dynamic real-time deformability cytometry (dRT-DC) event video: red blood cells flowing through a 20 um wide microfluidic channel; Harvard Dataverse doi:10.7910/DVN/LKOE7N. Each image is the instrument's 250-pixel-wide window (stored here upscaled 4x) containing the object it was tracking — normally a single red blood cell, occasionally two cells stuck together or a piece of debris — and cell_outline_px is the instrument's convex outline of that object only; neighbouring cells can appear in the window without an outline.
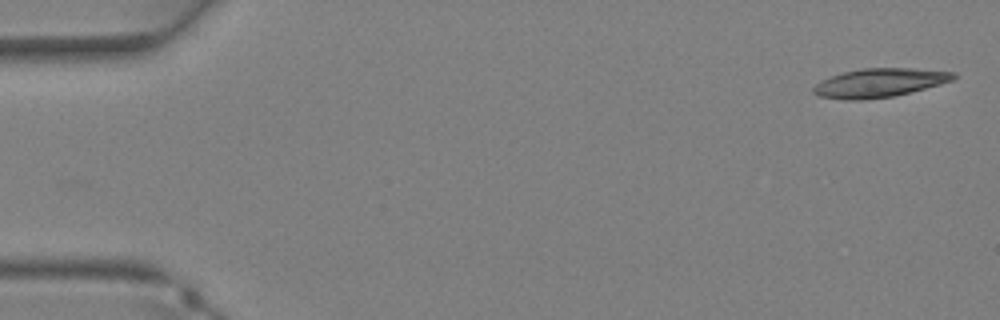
{"species": "Egyptian fruit bat (a non-hibernating species)", "species_latin": "Rousettus aegyptiacus", "temperature_condition": "warm", "stored_images_in_passage": 39, "camera_frame_rate_fps": 3000, "um_per_image_px": 0.085, "animal": {"sex": "female"}, "frame": {"image": 1, "passage_image": 1, "time_ms": 0.0, "image_size_px": [1000, 320], "cell_outline_px": [[956, 76], [952, 80], [940, 84], [892, 96], [864, 100], [848, 100], [820, 96], [812, 92], [812, 88], [820, 80], [844, 72], [860, 68], [912, 68], [956, 72]], "centroid_in_image_um": [74.73, 7.03], "position_along_channel_um": 10.3, "area_um2": 23.29}}
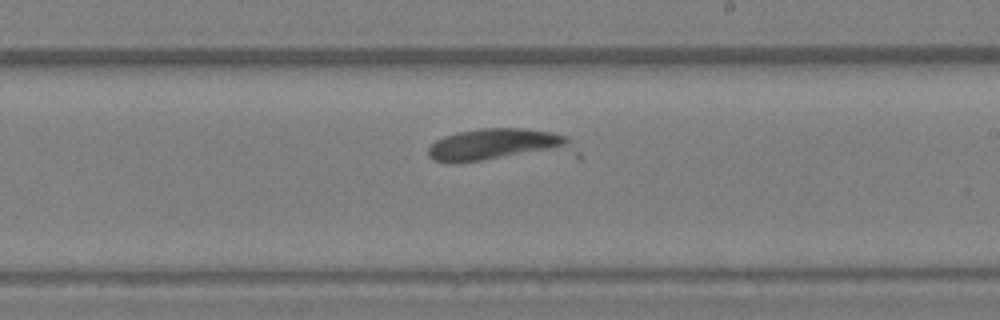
{"frame": {"image": 2, "passage_image": 24, "time_ms": 7.667, "image_size_px": [1000, 320], "cell_outline_px": [[580, 160], [432, 160], [428, 156], [428, 148], [436, 140], [444, 136], [456, 132], [480, 128], [524, 128], [552, 132], [568, 136], [580, 152]], "centroid_in_image_um": [42.83, 12.38], "position_along_channel_um": 246.2, "area_um2": 30.23}}
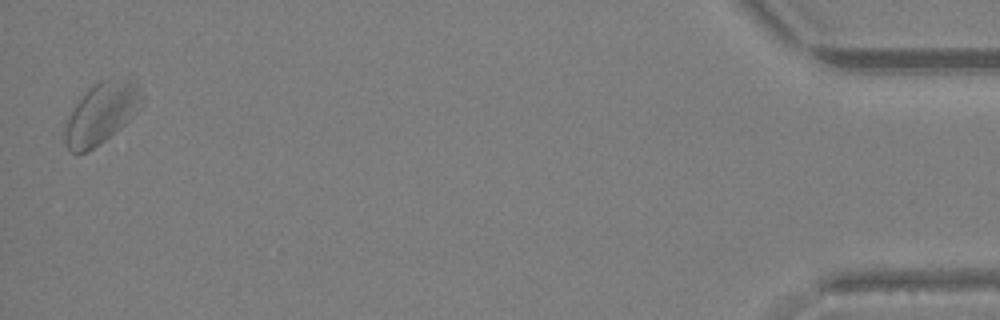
{"frame": {"image": 3, "passage_image": 39, "time_ms": 12.667, "image_size_px": [1000, 320], "cell_outline_px": [[144, 100], [136, 112], [120, 128], [88, 152], [72, 152], [64, 144], [64, 128], [76, 104], [88, 88], [100, 80], [108, 76], [128, 72], [132, 72], [144, 96]], "centroid_in_image_um": [8.71, 9.48], "position_along_channel_um": 426.5, "area_um2": 28.26}}